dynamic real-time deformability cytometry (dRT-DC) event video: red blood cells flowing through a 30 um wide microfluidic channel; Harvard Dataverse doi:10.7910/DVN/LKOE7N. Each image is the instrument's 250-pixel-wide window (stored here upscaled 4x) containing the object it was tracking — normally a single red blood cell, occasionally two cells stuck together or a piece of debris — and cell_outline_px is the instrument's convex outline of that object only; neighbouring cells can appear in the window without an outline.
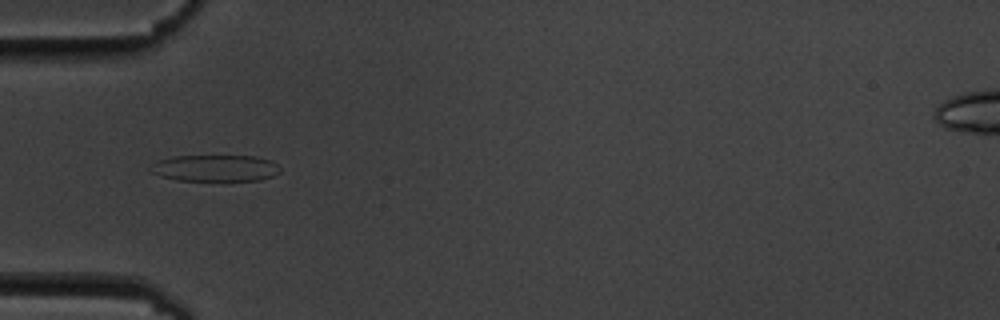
{"species": "common noctule bat (a hibernating species)", "species_latin": "Nyctalus noctula", "temperature_condition": "cold", "stored_images_in_passage": 6, "camera_frame_rate_fps": 3000, "um_per_image_px": 0.085, "animal": {"sex": "male", "body_mass_g": 19.5, "forearm_length_mm": 54.6}, "frame": {"image": 1, "passage_image": 6, "time_ms": 6.0, "image_size_px": [1000, 320], "cell_outline_px": [[280, 172], [272, 176], [260, 180], [176, 180], [160, 176], [152, 172], [148, 168], [160, 160], [172, 156], [256, 156], [272, 160], [280, 168]], "centroid_in_image_um": [18.31, 14.28], "position_along_channel_um": 66.7, "area_um2": 19.94}}